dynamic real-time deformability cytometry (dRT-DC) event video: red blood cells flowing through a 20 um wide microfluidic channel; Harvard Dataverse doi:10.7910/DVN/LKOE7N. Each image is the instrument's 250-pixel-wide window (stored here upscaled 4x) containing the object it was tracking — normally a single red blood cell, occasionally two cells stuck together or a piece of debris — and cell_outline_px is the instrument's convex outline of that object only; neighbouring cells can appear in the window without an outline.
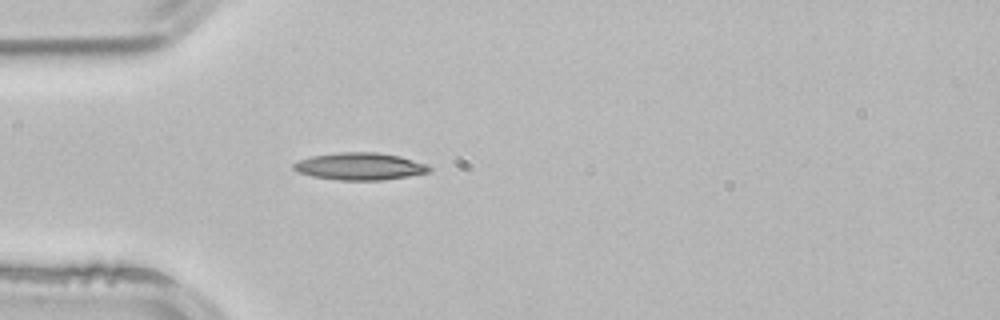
{"species": "common noctule bat (a hibernating species)", "species_latin": "Nyctalus noctula", "temperature_condition": "room temperature", "stored_images_in_passage": 1, "camera_frame_rate_fps": 3000, "um_per_image_px": 0.085, "animal": {"sex": "male", "body_mass_g": 21.5, "forearm_length_mm": 52.0}, "frame": {"image": 1, "passage_image": 1, "time_ms": 0.0, "image_size_px": [1000, 320], "cell_outline_px": [[432, 168], [428, 172], [408, 176], [384, 180], [336, 180], [312, 176], [300, 172], [292, 168], [292, 164], [300, 160], [312, 156], [340, 152], [376, 152], [400, 156], [428, 164]], "centroid_in_image_um": [30.61, 14.14], "position_along_channel_um": 54.4, "area_um2": 21.5}}